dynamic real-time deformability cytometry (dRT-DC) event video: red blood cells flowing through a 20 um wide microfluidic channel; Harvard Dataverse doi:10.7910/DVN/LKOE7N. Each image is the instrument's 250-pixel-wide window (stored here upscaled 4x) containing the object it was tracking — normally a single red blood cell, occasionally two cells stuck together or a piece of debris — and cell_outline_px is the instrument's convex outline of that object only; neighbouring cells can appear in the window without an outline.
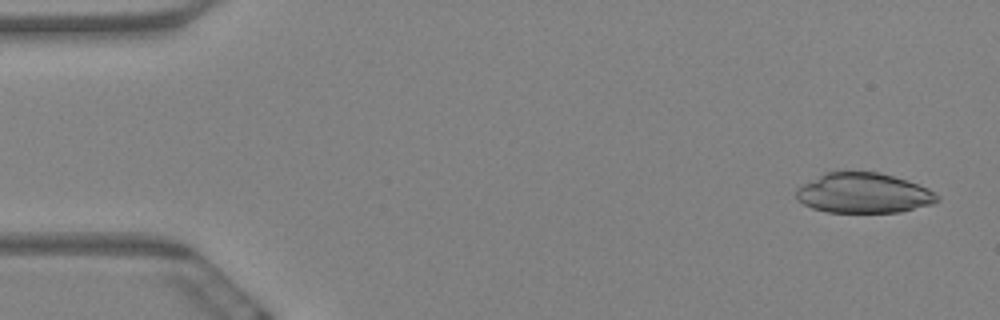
{"species": "Egyptian fruit bat (a non-hibernating species)", "species_latin": "Rousettus aegyptiacus", "temperature_condition": "warm", "stored_images_in_passage": 5, "camera_frame_rate_fps": 3000, "um_per_image_px": 0.085, "animal": {"sex": "female"}, "frame": {"image": 1, "passage_image": 1, "time_ms": 0.0, "image_size_px": [1000, 320], "cell_outline_px": [[940, 200], [932, 204], [900, 212], [828, 212], [812, 208], [796, 200], [796, 188], [800, 184], [824, 172], [876, 172], [892, 176], [928, 188], [940, 196]], "centroid_in_image_um": [73.36, 16.42], "position_along_channel_um": 11.6, "area_um2": 32.95}}
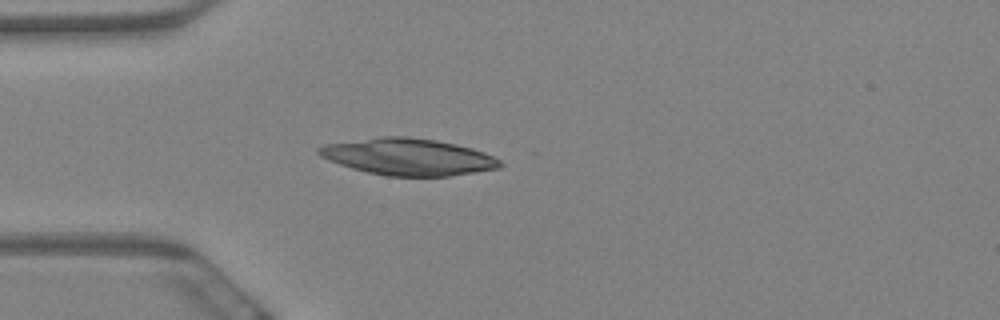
{"frame": {"image": 2, "passage_image": 5, "time_ms": 1.333, "image_size_px": [1000, 320], "cell_outline_px": [[504, 164], [500, 168], [448, 176], [388, 176], [368, 172], [352, 168], [328, 160], [320, 156], [316, 152], [316, 148], [324, 144], [380, 136], [408, 136], [436, 140], [456, 144], [472, 148], [484, 152], [500, 160]], "centroid_in_image_um": [34.68, 13.32], "position_along_channel_um": 50.3, "area_um2": 38.9}}